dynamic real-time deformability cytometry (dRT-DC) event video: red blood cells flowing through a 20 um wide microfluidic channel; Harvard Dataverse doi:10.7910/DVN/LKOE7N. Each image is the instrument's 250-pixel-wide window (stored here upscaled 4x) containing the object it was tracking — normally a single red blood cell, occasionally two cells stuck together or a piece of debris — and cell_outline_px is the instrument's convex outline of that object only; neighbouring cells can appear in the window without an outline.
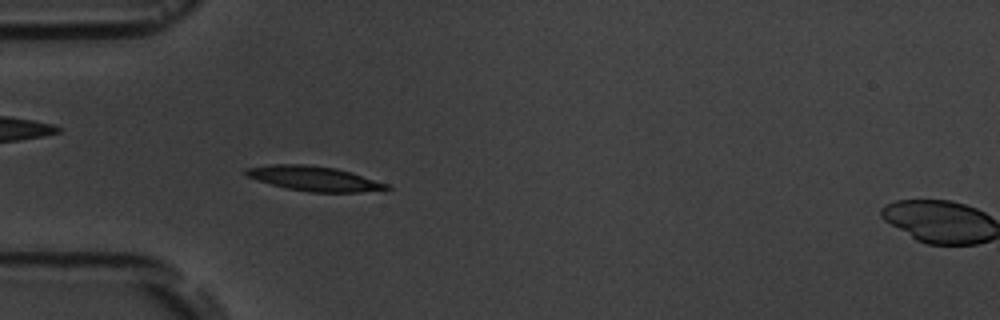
{"species": "common noctule bat (a hibernating species)", "species_latin": "Nyctalus noctula", "temperature_condition": "room temperature", "stored_images_in_passage": 7, "segment_of_instrument_passage": [1, 2], "camera_frame_rate_fps": 3000, "um_per_image_px": 0.085, "animal": {"sex": "male", "body_mass_g": 19.5, "forearm_length_mm": 54.6}, "frame": {"image": 1, "passage_image": 6, "time_ms": 5.667, "image_size_px": [1000, 320], "cell_outline_px": [[392, 188], [360, 192], [308, 192], [288, 188], [272, 184], [248, 176], [240, 172], [244, 168], [272, 164], [304, 164], [336, 168], [388, 184]], "centroid_in_image_um": [26.64, 15.17], "position_along_channel_um": 58.4, "area_um2": 20.0}}